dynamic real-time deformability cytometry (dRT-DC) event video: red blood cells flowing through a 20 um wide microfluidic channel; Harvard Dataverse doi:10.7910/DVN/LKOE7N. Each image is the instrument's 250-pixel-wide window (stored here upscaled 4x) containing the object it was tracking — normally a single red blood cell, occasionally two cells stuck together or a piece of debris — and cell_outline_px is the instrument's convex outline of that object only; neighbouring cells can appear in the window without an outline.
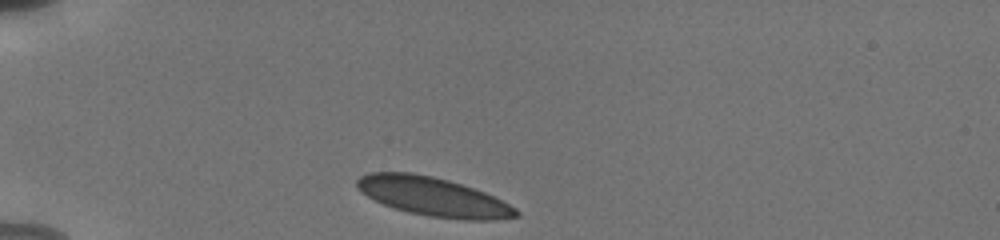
{"species": "human", "species_latin": "Homo sapiens", "temperature_condition": "cold", "stored_images_in_passage": 34, "camera_frame_rate_fps": 3000, "um_per_image_px": 0.085, "donor": {"sex": "male"}, "frame": {"image": 1, "passage_image": 1, "time_ms": 0.0, "image_size_px": [1000, 240], "cell_outline_px": [[520, 216], [496, 220], [460, 220], [428, 216], [408, 212], [384, 204], [368, 196], [356, 184], [356, 180], [360, 176], [368, 172], [412, 172], [432, 176], [448, 180], [484, 192], [516, 208], [520, 212]], "centroid_in_image_um": [36.85, 16.72], "position_along_channel_um": 48.2, "area_um2": 35.72}}
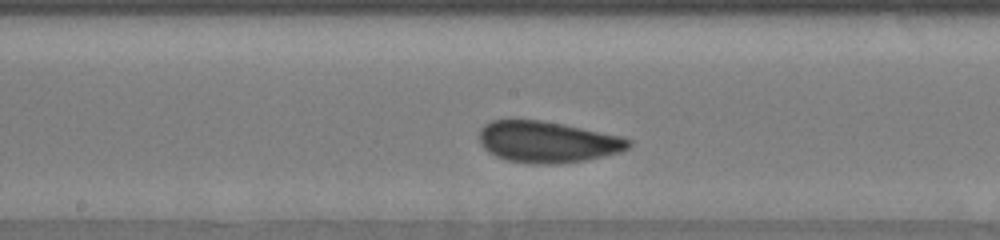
{"frame": {"image": 2, "passage_image": 16, "time_ms": 5.0, "image_size_px": [1000, 240], "cell_outline_px": [[632, 144], [628, 148], [620, 152], [604, 156], [584, 160], [556, 164], [540, 164], [508, 160], [496, 156], [488, 152], [480, 144], [480, 128], [484, 124], [492, 120], [540, 120], [620, 136], [632, 140]], "centroid_in_image_um": [46.51, 12.06], "position_along_channel_um": 201.7, "area_um2": 35.6}}
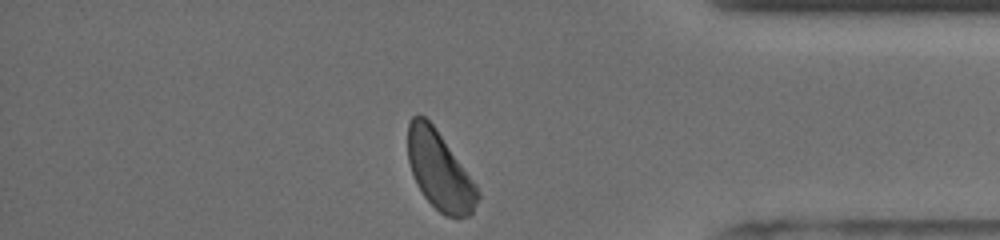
{"frame": {"image": 3, "passage_image": 33, "time_ms": 10.667, "image_size_px": [1000, 240], "cell_outline_px": [[480, 196], [472, 212], [468, 216], [456, 220], [444, 216], [424, 196], [416, 184], [408, 160], [408, 124], [412, 116], [424, 116], [436, 128], [476, 184], [480, 192]], "centroid_in_image_um": [37.38, 14.55], "position_along_channel_um": 397.8, "area_um2": 31.85}, "authors_computed_cell_mechanics": {"area_um2": 35.2002, "velocity_mm_per_s": 3.7654, "shape_relaxation_time_tau1_ms": 2.145, "shape_relaxation_time_tau2_ms": null, "deformation_change_tau1": 0.0799, "deformation_change_tau2": null}}